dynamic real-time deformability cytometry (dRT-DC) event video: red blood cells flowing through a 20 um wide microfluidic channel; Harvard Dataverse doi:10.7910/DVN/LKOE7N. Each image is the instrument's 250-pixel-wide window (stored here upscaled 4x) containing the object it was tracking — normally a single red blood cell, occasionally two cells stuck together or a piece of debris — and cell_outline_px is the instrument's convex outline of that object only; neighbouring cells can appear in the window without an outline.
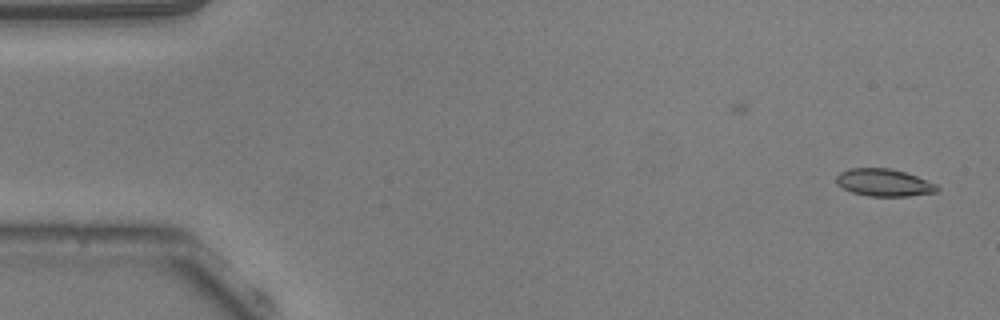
{"species": "common noctule bat (a hibernating species)", "species_latin": "Nyctalus noctula", "temperature_condition": "warm", "stored_images_in_passage": 52, "camera_frame_rate_fps": 3000, "um_per_image_px": 0.085, "animal": {"sex": "male", "body_mass_g": 20.5, "forearm_length_mm": 52.5}, "frame": {"image": 1, "passage_image": 1, "time_ms": 0.0, "image_size_px": [1000, 320], "cell_outline_px": [[940, 188], [936, 192], [908, 196], [868, 196], [852, 192], [836, 184], [836, 176], [840, 172], [848, 168], [888, 168], [904, 172], [916, 176], [936, 184]], "centroid_in_image_um": [75.11, 15.52], "position_along_channel_um": 9.9, "area_um2": 16.01}}
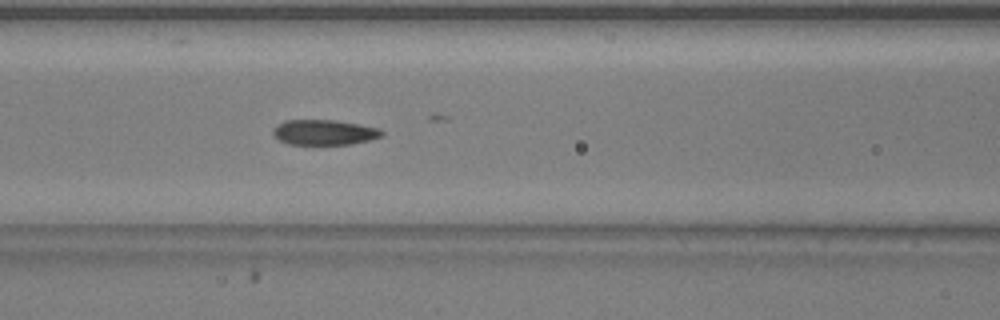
{"frame": {"image": 2, "passage_image": 21, "time_ms": 6.667, "image_size_px": [1000, 320], "cell_outline_px": [[384, 136], [352, 144], [288, 144], [280, 140], [272, 132], [284, 120], [332, 120], [360, 124], [380, 128], [384, 132]], "centroid_in_image_um": [27.63, 11.25], "position_along_channel_um": 139.0, "area_um2": 15.84}}
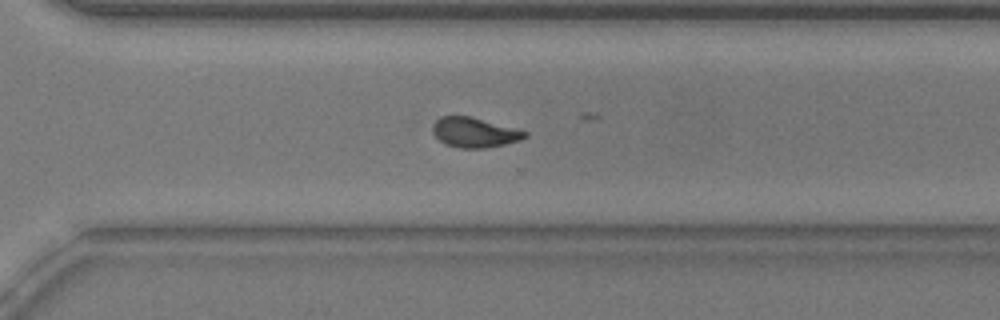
{"frame": {"image": 3, "passage_image": 36, "time_ms": 11.667, "image_size_px": [1000, 320], "cell_outline_px": [[528, 136], [520, 140], [504, 144], [484, 148], [460, 148], [444, 144], [432, 132], [432, 124], [440, 116], [472, 116], [528, 132]], "centroid_in_image_um": [40.31, 11.25], "position_along_channel_um": 330.3, "area_um2": 16.07}, "authors_computed_cell_mechanics": {"area_um2": 16.2707, "velocity_mm_per_s": 3.8295, "shape_relaxation_time_tau1_ms": 5.1283, "shape_relaxation_time_tau2_ms": null, "deformation_change_tau1": 0.1803, "deformation_change_tau2": null}}